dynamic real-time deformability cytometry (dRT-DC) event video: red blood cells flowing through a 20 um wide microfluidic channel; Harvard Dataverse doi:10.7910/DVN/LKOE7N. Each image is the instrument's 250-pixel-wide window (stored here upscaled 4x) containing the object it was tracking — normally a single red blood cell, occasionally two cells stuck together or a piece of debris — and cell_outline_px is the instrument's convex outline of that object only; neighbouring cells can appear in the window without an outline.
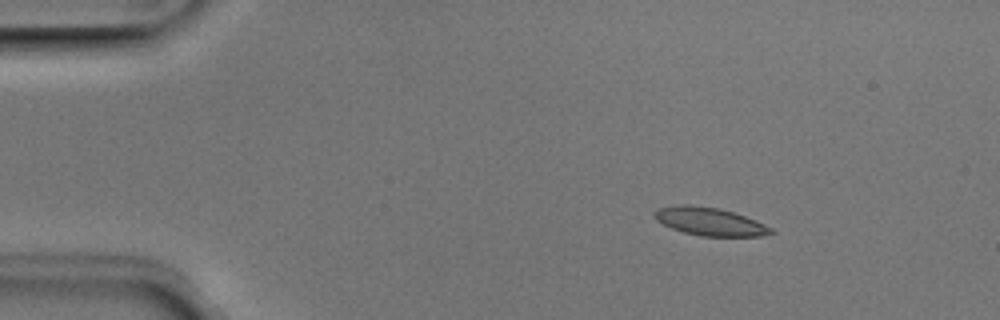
{"species": "Egyptian fruit bat (a non-hibernating species)", "species_latin": "Rousettus aegyptiacus", "temperature_condition": "room temperature", "stored_images_in_passage": 5, "segment_of_instrument_passage": [1, 2], "camera_frame_rate_fps": 3000, "um_per_image_px": 0.085, "animal": {"sex": "male"}, "frame": {"image": 1, "passage_image": 2, "time_ms": 0.333, "image_size_px": [1000, 320], "cell_outline_px": [[776, 232], [760, 236], [700, 236], [684, 232], [672, 228], [656, 220], [652, 216], [652, 212], [660, 208], [680, 204], [688, 204], [720, 208], [756, 220], [772, 228]], "centroid_in_image_um": [60.31, 18.82], "position_along_channel_um": 24.7, "area_um2": 19.02}}